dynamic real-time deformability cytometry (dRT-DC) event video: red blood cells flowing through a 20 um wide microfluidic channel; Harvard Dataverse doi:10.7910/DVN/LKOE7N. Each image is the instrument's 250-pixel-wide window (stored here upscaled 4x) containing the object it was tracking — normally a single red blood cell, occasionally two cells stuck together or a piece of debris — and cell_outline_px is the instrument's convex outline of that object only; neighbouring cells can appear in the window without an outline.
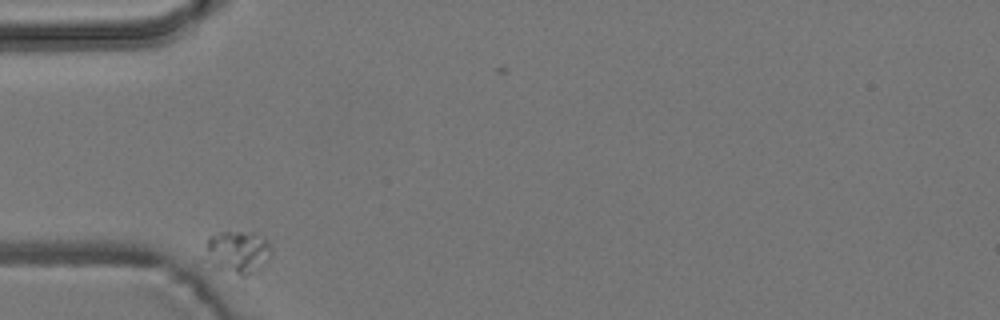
{"species": "common noctule bat (a hibernating species)", "species_latin": "Nyctalus noctula", "temperature_condition": "room temperature", "stored_images_in_passage": 34, "camera_frame_rate_fps": 3000, "um_per_image_px": 0.085, "animal": {"sex": "male", "body_mass_g": 19.2, "forearm_length_mm": 51.8}, "frame": {"image": 1, "passage_image": 1, "time_ms": 0.0, "image_size_px": [1000, 320], "cell_outline_px": [[272, 256], [264, 268], [244, 288], [240, 288], [212, 268], [208, 248], [208, 236], [220, 232], [252, 232], [268, 240], [272, 248]], "centroid_in_image_um": [20.31, 21.73], "position_along_channel_um": 64.7, "area_um2": 19.07}}
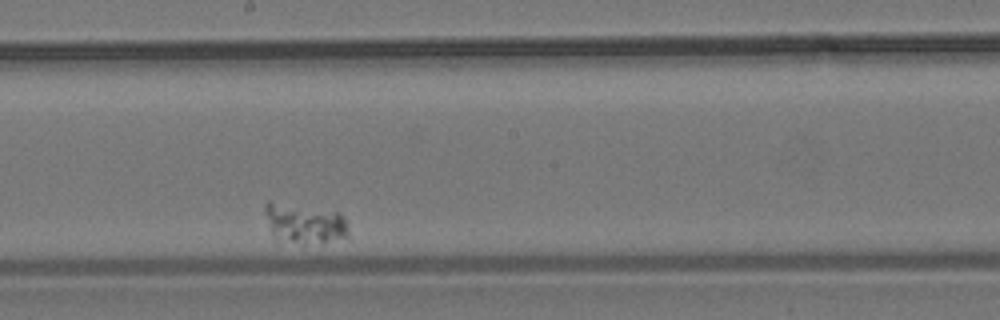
{"frame": {"image": 2, "passage_image": 19, "time_ms": 6.0, "image_size_px": [1000, 320], "cell_outline_px": [[348, 240], [304, 244], [276, 244], [264, 212], [264, 204], [268, 200], [340, 212], [344, 216], [348, 228]], "centroid_in_image_um": [25.87, 19.04], "position_along_channel_um": 222.3, "area_um2": 20.46}}
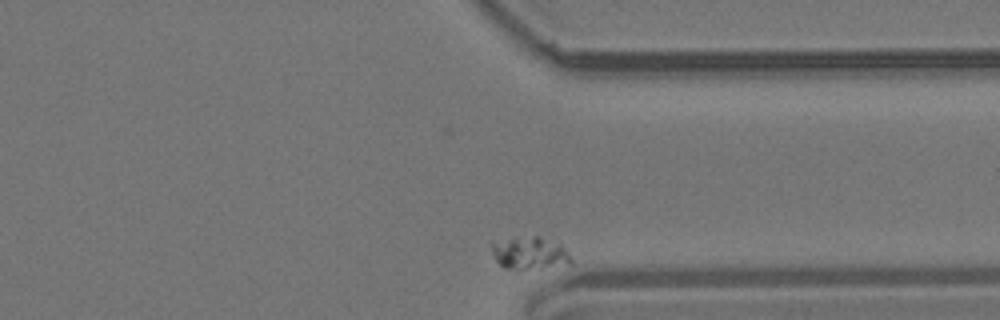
{"frame": {"image": 3, "passage_image": 34, "time_ms": 11.0, "image_size_px": [1000, 320], "cell_outline_px": [[572, 264], [516, 272], [504, 268], [496, 260], [488, 244], [492, 240], [536, 236], [540, 236], [560, 244], [568, 252], [572, 260]], "centroid_in_image_um": [44.97, 21.55], "position_along_channel_um": 366.4, "area_um2": 15.78}}